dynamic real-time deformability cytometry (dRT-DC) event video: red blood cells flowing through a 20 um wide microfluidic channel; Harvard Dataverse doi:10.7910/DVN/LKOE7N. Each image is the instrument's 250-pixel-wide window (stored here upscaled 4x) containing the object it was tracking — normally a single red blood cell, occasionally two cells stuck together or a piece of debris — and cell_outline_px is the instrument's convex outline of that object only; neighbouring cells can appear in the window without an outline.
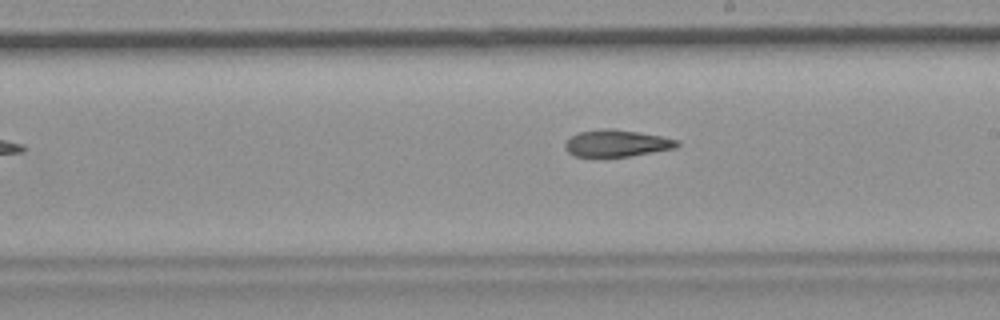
{"species": "common noctule bat (a hibernating species)", "species_latin": "Nyctalus noctula", "temperature_condition": "room temperature", "stored_images_in_passage": 28, "camera_frame_rate_fps": 3000, "um_per_image_px": 0.085, "animal": {"sex": "female", "body_mass_g": 19.9}, "frame": {"image": 1, "passage_image": 16, "time_ms": 5.0, "image_size_px": [1000, 320], "cell_outline_px": [[680, 144], [676, 148], [628, 156], [572, 156], [564, 148], [564, 144], [572, 136], [580, 132], [600, 128], [612, 128], [660, 136], [680, 140]], "centroid_in_image_um": [52.42, 12.17], "position_along_channel_um": 236.6, "area_um2": 17.4}}